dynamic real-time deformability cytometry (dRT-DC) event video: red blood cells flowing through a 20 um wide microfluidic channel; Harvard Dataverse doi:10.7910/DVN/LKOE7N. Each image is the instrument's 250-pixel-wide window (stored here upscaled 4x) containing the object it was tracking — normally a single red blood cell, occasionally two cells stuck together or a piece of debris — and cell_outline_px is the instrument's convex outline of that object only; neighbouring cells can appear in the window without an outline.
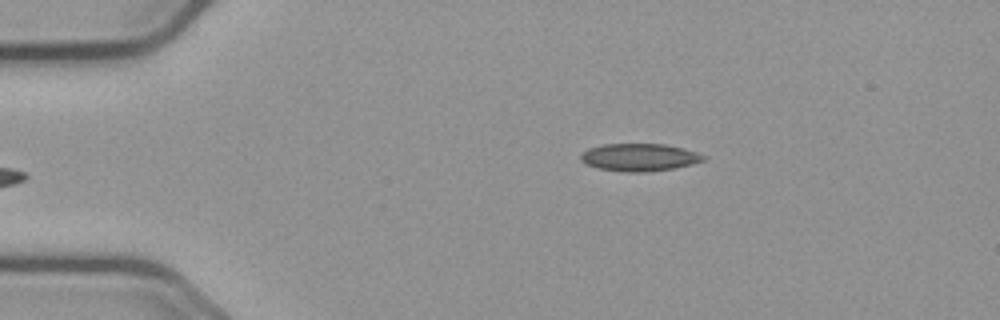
{"species": "common noctule bat (a hibernating species)", "species_latin": "Nyctalus noctula", "temperature_condition": "cold", "stored_images_in_passage": 46, "camera_frame_rate_fps": 3000, "um_per_image_px": 0.085, "animal": {"sex": "male", "body_mass_g": 23.1, "forearm_length_mm": 52.7}, "frame": {"image": 1, "passage_image": 1, "time_ms": 0.0, "image_size_px": [1000, 320], "cell_outline_px": [[704, 160], [692, 164], [676, 168], [644, 172], [624, 172], [596, 168], [584, 164], [580, 160], [580, 156], [588, 148], [604, 144], [664, 144], [684, 148], [696, 152], [704, 156]], "centroid_in_image_um": [54.31, 13.38], "position_along_channel_um": 30.7, "area_um2": 19.77}}
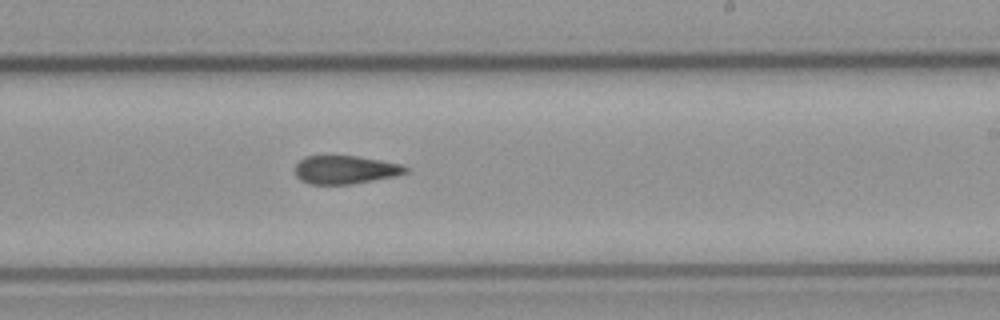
{"frame": {"image": 2, "passage_image": 24, "time_ms": 7.667, "image_size_px": [1000, 320], "cell_outline_px": [[408, 172], [396, 176], [352, 184], [312, 184], [300, 180], [296, 176], [296, 164], [304, 156], [356, 156], [380, 160], [400, 164], [408, 168]], "centroid_in_image_um": [29.35, 14.43], "position_along_channel_um": 259.7, "area_um2": 18.15}}
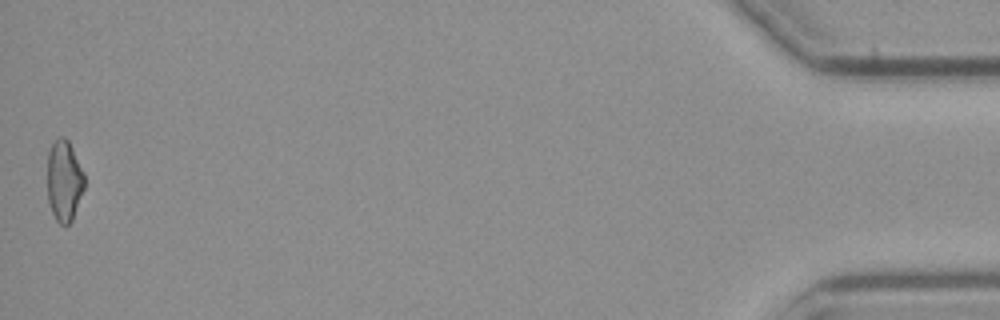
{"frame": {"image": 3, "passage_image": 46, "time_ms": 15.0, "image_size_px": [1000, 320], "cell_outline_px": [[84, 188], [72, 220], [68, 224], [60, 224], [56, 220], [52, 212], [48, 200], [48, 152], [52, 144], [60, 136], [64, 136], [68, 140], [84, 172]], "centroid_in_image_um": [5.45, 15.36], "position_along_channel_um": 429.7, "area_um2": 17.34}, "authors_computed_cell_mechanics": {"area_um2": 18.8139, "velocity_mm_per_s": 3.6811, "shape_relaxation_time_tau1_ms": null, "shape_relaxation_time_tau2_ms": 3.7555, "deformation_change_tau1": null, "deformation_change_tau2": 0.1234}}